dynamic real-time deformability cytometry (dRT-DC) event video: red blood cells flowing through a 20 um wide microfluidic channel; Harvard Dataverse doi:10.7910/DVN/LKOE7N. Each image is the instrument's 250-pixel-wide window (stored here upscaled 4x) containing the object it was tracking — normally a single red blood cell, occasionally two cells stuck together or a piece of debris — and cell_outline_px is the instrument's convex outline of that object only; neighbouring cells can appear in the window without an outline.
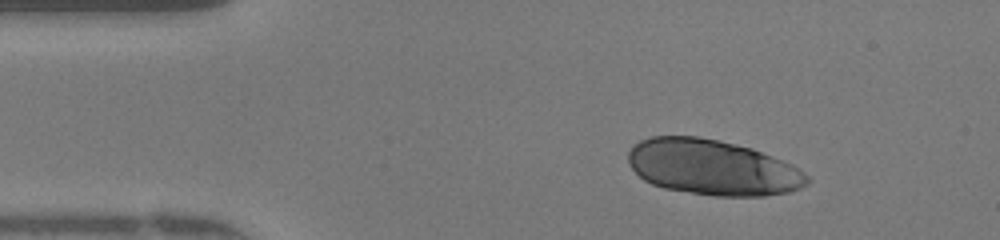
{"species": "human", "species_latin": "Homo sapiens", "temperature_condition": "warm", "stored_images_in_passage": 47, "camera_frame_rate_fps": 3000, "um_per_image_px": 0.085, "donor": {"sex": "female"}, "frame": {"image": 1, "passage_image": 6, "time_ms": 1.667, "image_size_px": [1000, 240], "cell_outline_px": [[812, 180], [808, 184], [800, 188], [788, 192], [764, 196], [712, 196], [664, 188], [652, 184], [644, 180], [628, 164], [628, 152], [632, 144], [640, 140], [652, 136], [700, 136], [720, 140], [752, 148], [792, 164], [804, 172]], "centroid_in_image_um": [60.56, 14.22], "position_along_channel_um": 24.4, "area_um2": 58.2}}